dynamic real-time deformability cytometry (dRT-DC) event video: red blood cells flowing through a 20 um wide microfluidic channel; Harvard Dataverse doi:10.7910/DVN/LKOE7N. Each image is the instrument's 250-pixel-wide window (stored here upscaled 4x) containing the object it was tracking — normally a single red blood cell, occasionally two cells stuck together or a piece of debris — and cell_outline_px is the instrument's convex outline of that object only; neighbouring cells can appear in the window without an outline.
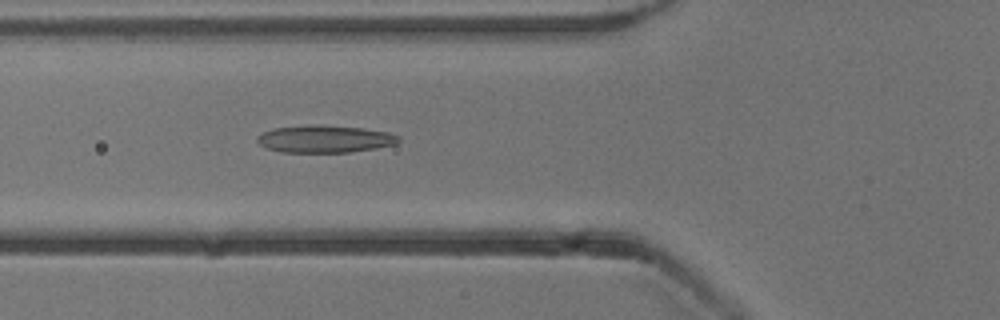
{"species": "common noctule bat (a hibernating species)", "species_latin": "Nyctalus noctula", "temperature_condition": "cold", "stored_images_in_passage": 53, "camera_frame_rate_fps": 3000, "um_per_image_px": 0.085, "animal": {"sex": "male", "body_mass_g": 13.3}, "frame": {"image": 1, "passage_image": 18, "time_ms": 5.667, "image_size_px": [1000, 320], "cell_outline_px": [[400, 140], [396, 144], [376, 148], [348, 152], [280, 152], [268, 148], [260, 144], [256, 140], [256, 136], [272, 128], [312, 124], [364, 128], [388, 132], [400, 136]], "centroid_in_image_um": [27.61, 11.8], "position_along_channel_um": 98.2, "area_um2": 22.6}}
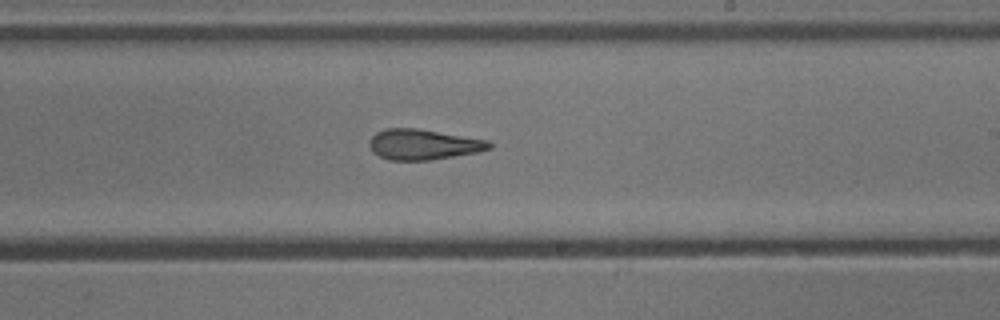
{"frame": {"image": 2, "passage_image": 30, "time_ms": 9.667, "image_size_px": [1000, 320], "cell_outline_px": [[492, 148], [476, 152], [432, 160], [388, 160], [372, 152], [368, 144], [372, 136], [376, 132], [384, 128], [420, 128], [488, 140], [492, 144]], "centroid_in_image_um": [35.96, 12.27], "position_along_channel_um": 253.0, "area_um2": 21.44}}
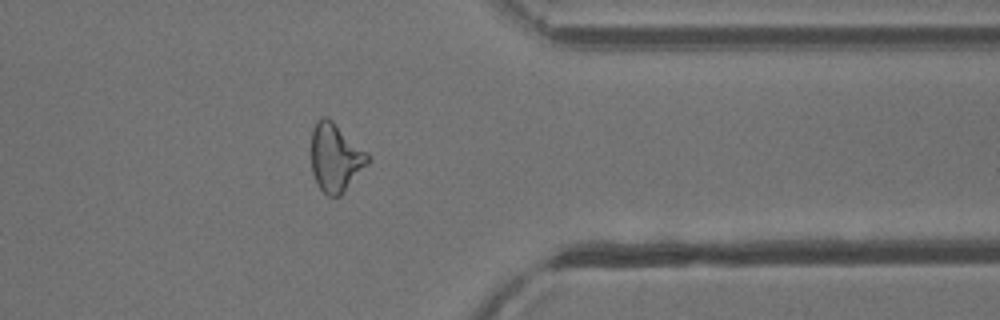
{"frame": {"image": 3, "passage_image": 41, "time_ms": 13.333, "image_size_px": [1000, 320], "cell_outline_px": [[372, 160], [340, 196], [328, 196], [320, 188], [312, 172], [312, 132], [316, 120], [320, 116], [324, 116], [332, 120], [368, 152]], "centroid_in_image_um": [28.54, 13.38], "position_along_channel_um": 382.9, "area_um2": 22.54}, "authors_computed_cell_mechanics": {"area_um2": 22.4264, "velocity_mm_per_s": 3.8461, "shape_relaxation_time_tau1_ms": null, "shape_relaxation_time_tau2_ms": 1.7391, "deformation_change_tau1": null, "deformation_change_tau2": 0.121}}